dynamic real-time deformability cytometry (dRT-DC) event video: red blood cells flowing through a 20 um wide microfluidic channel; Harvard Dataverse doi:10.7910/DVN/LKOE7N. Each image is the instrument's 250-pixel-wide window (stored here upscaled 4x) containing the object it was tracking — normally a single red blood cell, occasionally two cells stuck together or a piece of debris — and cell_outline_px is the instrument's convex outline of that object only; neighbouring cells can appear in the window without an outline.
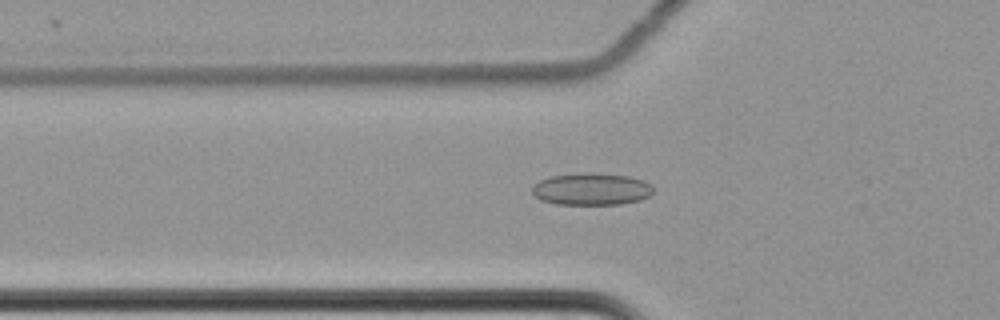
{"species": "common noctule bat (a hibernating species)", "species_latin": "Nyctalus noctula", "temperature_condition": "cold", "stored_images_in_passage": 60, "camera_frame_rate_fps": 3000, "um_per_image_px": 0.085, "animal": {"sex": "female", "body_mass_g": 22.7, "forearm_length_mm": 54.2}, "frame": {"image": 1, "passage_image": 22, "time_ms": 7.0, "image_size_px": [1000, 320], "cell_outline_px": [[652, 192], [648, 196], [640, 200], [620, 204], [556, 204], [540, 200], [532, 192], [532, 188], [540, 180], [552, 176], [580, 172], [588, 172], [628, 176], [644, 180], [652, 188]], "centroid_in_image_um": [50.25, 16.07], "position_along_channel_um": 75.5, "area_um2": 22.54}}
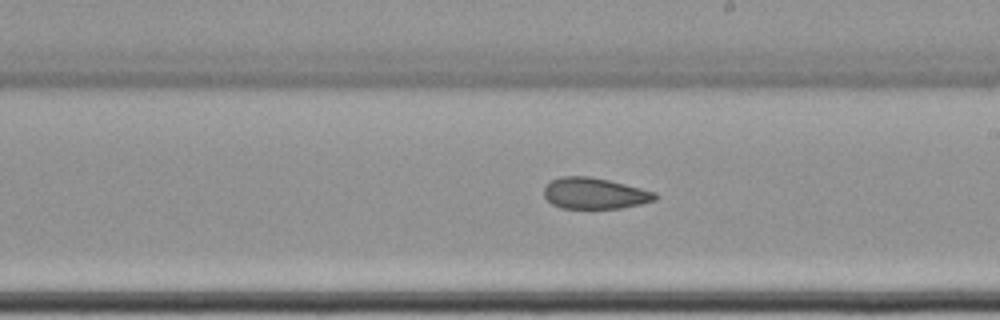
{"frame": {"image": 2, "passage_image": 36, "time_ms": 11.667, "image_size_px": [1000, 320], "cell_outline_px": [[660, 196], [656, 200], [640, 204], [620, 208], [560, 208], [552, 204], [544, 196], [544, 188], [552, 180], [560, 176], [588, 176], [608, 180], [656, 192]], "centroid_in_image_um": [50.55, 16.44], "position_along_channel_um": 238.4, "area_um2": 20.11}}
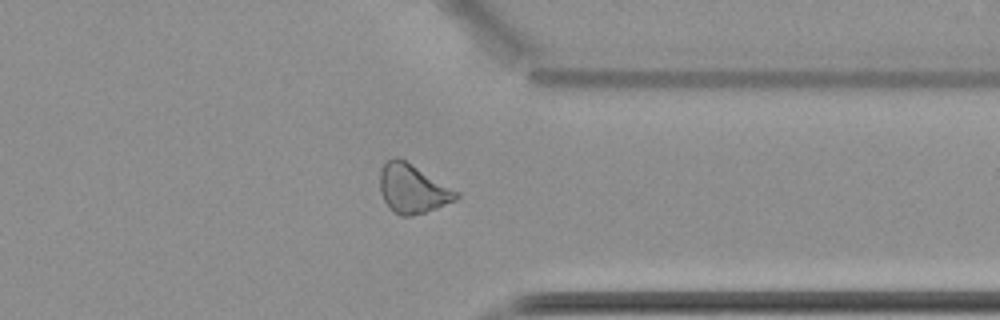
{"frame": {"image": 3, "passage_image": 48, "time_ms": 15.667, "image_size_px": [1000, 320], "cell_outline_px": [[460, 196], [456, 200], [436, 208], [412, 216], [400, 216], [392, 212], [388, 208], [380, 192], [380, 168], [392, 156], [396, 156], [404, 160], [460, 192]], "centroid_in_image_um": [35.05, 16.05], "position_along_channel_um": 376.4, "area_um2": 21.79}, "authors_computed_cell_mechanics": {"area_um2": 22.2819, "velocity_mm_per_s": 3.5029, "shape_relaxation_time_tau1_ms": null, "shape_relaxation_time_tau2_ms": 3.3523, "deformation_change_tau1": null, "deformation_change_tau2": 0.0992}}